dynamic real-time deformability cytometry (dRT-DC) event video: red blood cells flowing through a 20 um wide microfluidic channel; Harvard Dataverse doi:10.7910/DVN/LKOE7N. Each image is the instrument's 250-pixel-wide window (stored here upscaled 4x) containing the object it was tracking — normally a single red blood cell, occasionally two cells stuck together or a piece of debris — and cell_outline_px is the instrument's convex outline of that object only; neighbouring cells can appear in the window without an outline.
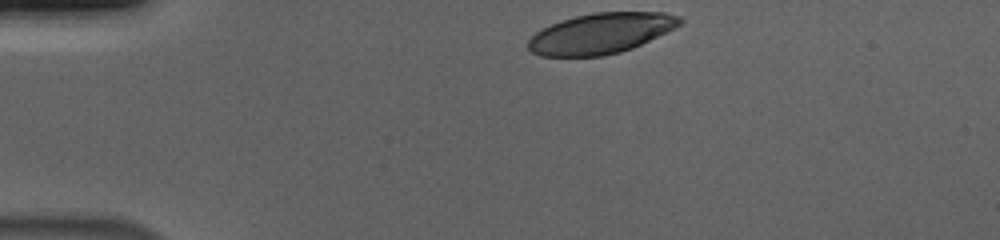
{"species": "human", "species_latin": "Homo sapiens", "temperature_condition": "cold", "stored_images_in_passage": 37, "camera_frame_rate_fps": 3000, "um_per_image_px": 0.085, "donor": {"sex": "male"}, "frame": {"image": 1, "passage_image": 1, "time_ms": 0.0, "image_size_px": [1000, 240], "cell_outline_px": [[684, 20], [680, 24], [632, 48], [620, 52], [604, 56], [540, 56], [532, 52], [528, 48], [528, 40], [536, 32], [560, 20], [592, 12], [664, 12], [680, 16]], "centroid_in_image_um": [51.04, 2.83], "position_along_channel_um": 34.0, "area_um2": 35.49}}
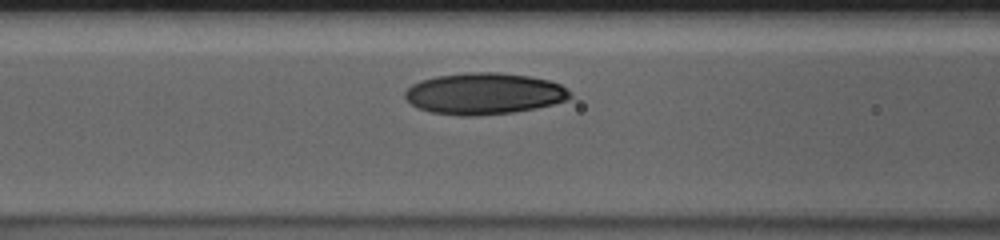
{"frame": {"image": 2, "passage_image": 13, "time_ms": 4.0, "image_size_px": [1000, 240], "cell_outline_px": [[572, 96], [568, 100], [536, 108], [512, 112], [476, 116], [460, 116], [432, 112], [416, 108], [404, 96], [404, 92], [412, 84], [420, 80], [436, 76], [464, 72], [496, 72], [528, 76], [548, 80], [560, 84], [572, 92]], "centroid_in_image_um": [41.14, 7.96], "position_along_channel_um": 125.5, "area_um2": 40.06}}
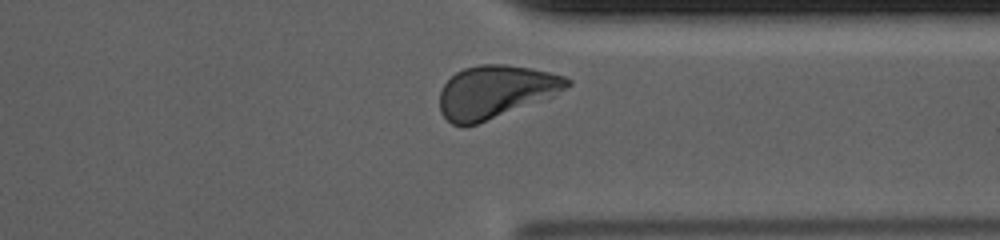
{"frame": {"image": 3, "passage_image": 33, "time_ms": 10.667, "image_size_px": [1000, 240], "cell_outline_px": [[572, 84], [552, 96], [476, 124], [464, 128], [452, 124], [440, 112], [440, 92], [444, 84], [456, 72], [464, 68], [480, 64], [504, 64], [532, 68], [564, 76], [572, 80]], "centroid_in_image_um": [42.09, 7.79], "position_along_channel_um": 369.3, "area_um2": 38.9}, "authors_computed_cell_mechanics": {"area_um2": 38.6104, "velocity_mm_per_s": 3.6614, "shape_relaxation_time_tau1_ms": 2.6245, "shape_relaxation_time_tau2_ms": 3.3272, "deformation_change_tau1": 0.1272, "deformation_change_tau2": 0.0618}}